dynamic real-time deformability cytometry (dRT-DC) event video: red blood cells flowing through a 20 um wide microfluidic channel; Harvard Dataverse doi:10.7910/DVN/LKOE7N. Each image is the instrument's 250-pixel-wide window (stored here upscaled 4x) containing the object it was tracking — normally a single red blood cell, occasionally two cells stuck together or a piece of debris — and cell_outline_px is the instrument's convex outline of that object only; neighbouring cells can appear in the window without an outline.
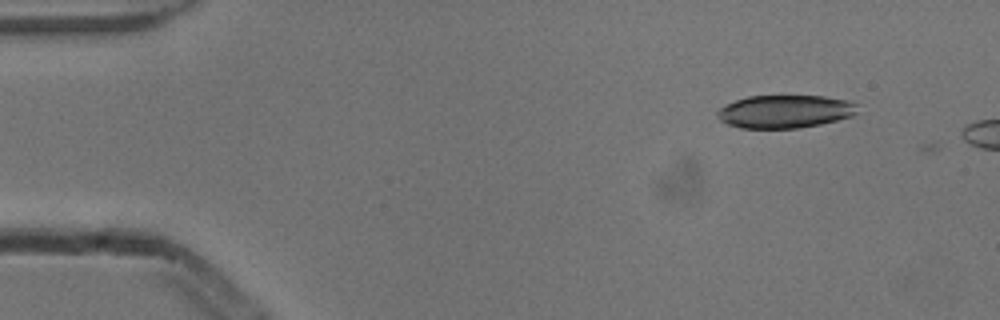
{"species": "common noctule bat (a hibernating species)", "species_latin": "Nyctalus noctula", "temperature_condition": "cold", "stored_images_in_passage": 3, "camera_frame_rate_fps": 3000, "um_per_image_px": 0.085, "animal": {"sex": "male", "body_mass_g": 13.3}, "frame": {"image": 1, "passage_image": 1, "time_ms": 0.0, "image_size_px": [1000, 320], "cell_outline_px": [[856, 112], [852, 116], [820, 124], [800, 128], [740, 128], [728, 124], [720, 120], [716, 116], [716, 112], [720, 108], [736, 100], [748, 96], [824, 96], [844, 100], [856, 104]], "centroid_in_image_um": [66.68, 9.48], "position_along_channel_um": 18.3, "area_um2": 26.7}}